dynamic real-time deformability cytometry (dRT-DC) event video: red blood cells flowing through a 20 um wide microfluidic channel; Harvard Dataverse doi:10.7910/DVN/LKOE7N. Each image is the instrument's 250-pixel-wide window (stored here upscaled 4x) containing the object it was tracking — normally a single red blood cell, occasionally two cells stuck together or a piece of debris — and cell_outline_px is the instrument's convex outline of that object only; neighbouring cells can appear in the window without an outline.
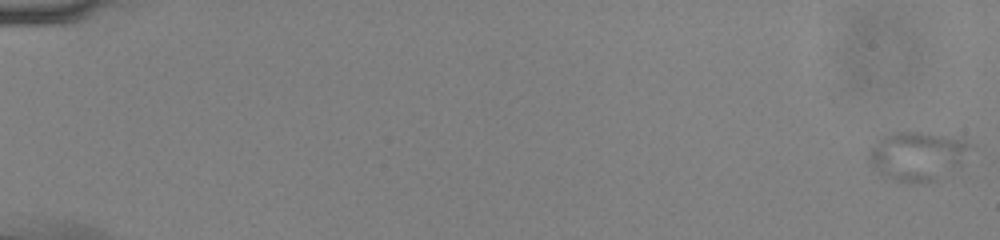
{"species": "common noctule bat (a hibernating species)", "species_latin": "Nyctalus noctula", "temperature_condition": "cold", "stored_images_in_passage": 54, "camera_frame_rate_fps": 3000, "um_per_image_px": 0.085, "animal": {"sex": "male", "body_mass_g": 13.0, "forearm_length_mm": 53.1}, "frame": {"image": 1, "passage_image": 1, "time_ms": 0.0, "image_size_px": [1000, 240], "cell_outline_px": [[972, 144], [960, 164], [936, 180], [908, 184], [896, 180], [872, 168], [868, 160], [868, 156], [872, 148], [884, 136], [896, 132], [920, 132], [964, 140]], "centroid_in_image_um": [77.95, 13.27], "position_along_channel_um": 7.0, "area_um2": 28.03}}
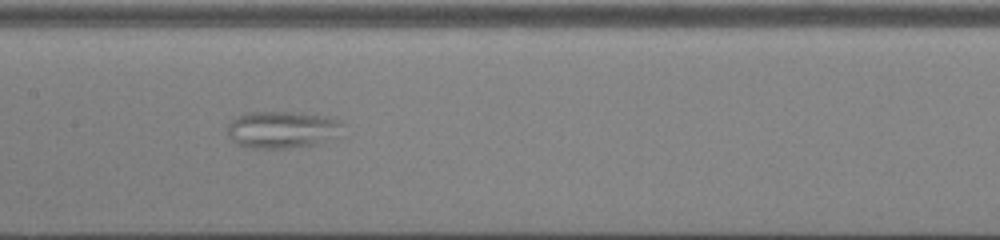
{"frame": {"image": 2, "passage_image": 29, "time_ms": 9.333, "image_size_px": [1000, 240], "cell_outline_px": [[348, 136], [316, 144], [292, 148], [252, 148], [236, 144], [228, 136], [228, 124], [236, 116], [244, 112], [292, 112], [328, 116], [340, 120], [344, 124]], "centroid_in_image_um": [24.12, 11.02], "position_along_channel_um": 183.3, "area_um2": 25.89}}
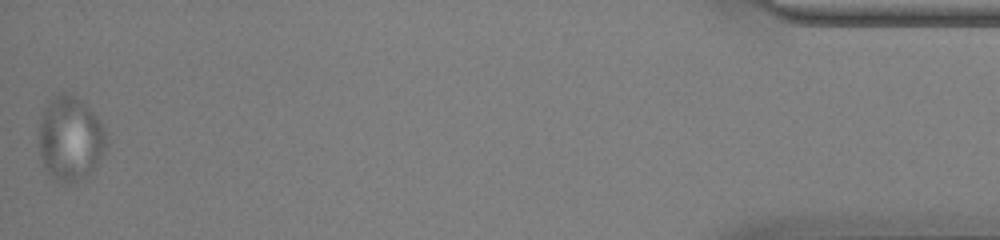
{"frame": {"image": 3, "passage_image": 54, "time_ms": 17.667, "image_size_px": [1000, 240], "cell_outline_px": [[108, 144], [104, 152], [96, 164], [76, 184], [60, 184], [52, 180], [40, 156], [40, 120], [44, 108], [48, 100], [56, 92], [64, 92], [80, 100], [100, 120], [104, 128]], "centroid_in_image_um": [5.96, 11.8], "position_along_channel_um": 429.2, "area_um2": 33.23}}